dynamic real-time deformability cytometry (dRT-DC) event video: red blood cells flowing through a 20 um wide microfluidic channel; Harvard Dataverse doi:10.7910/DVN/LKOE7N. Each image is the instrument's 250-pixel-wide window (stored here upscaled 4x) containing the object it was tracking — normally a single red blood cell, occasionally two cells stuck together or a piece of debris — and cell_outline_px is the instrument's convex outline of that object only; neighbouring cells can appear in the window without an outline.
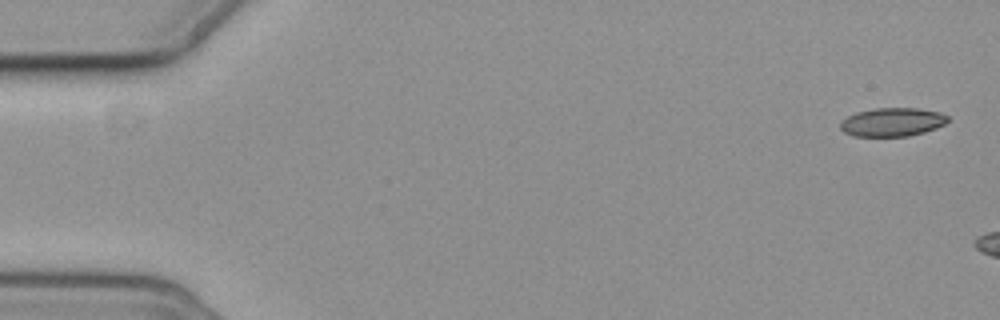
{"species": "common noctule bat (a hibernating species)", "species_latin": "Nyctalus noctula", "temperature_condition": "cold", "stored_images_in_passage": 3, "camera_frame_rate_fps": 3000, "um_per_image_px": 0.085, "animal": {"sex": "female", "body_mass_g": 19.3, "forearm_length_mm": 54.1}, "frame": {"image": 1, "passage_image": 1, "time_ms": 0.0, "image_size_px": [1000, 320], "cell_outline_px": [[948, 120], [944, 124], [936, 128], [924, 132], [908, 136], [852, 136], [844, 132], [840, 128], [840, 120], [856, 112], [876, 108], [916, 108], [940, 112], [948, 116]], "centroid_in_image_um": [75.82, 10.37], "position_along_channel_um": 9.2, "area_um2": 17.92}}